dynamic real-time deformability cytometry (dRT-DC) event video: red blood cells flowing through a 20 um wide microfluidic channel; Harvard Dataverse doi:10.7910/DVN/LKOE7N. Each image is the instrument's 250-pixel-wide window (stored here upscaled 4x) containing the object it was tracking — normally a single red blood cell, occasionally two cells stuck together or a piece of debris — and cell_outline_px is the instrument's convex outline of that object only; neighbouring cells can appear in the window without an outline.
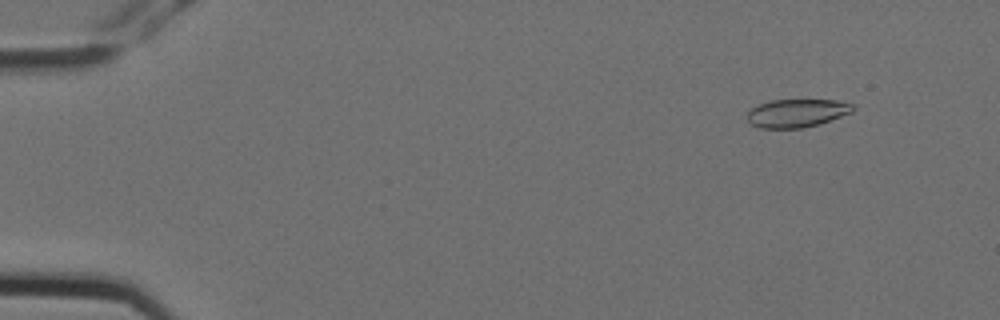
{"species": "Egyptian fruit bat (a non-hibernating species)", "species_latin": "Rousettus aegyptiacus", "temperature_condition": "cold", "stored_images_in_passage": 5, "camera_frame_rate_fps": 3000, "um_per_image_px": 0.085, "animal": {"sex": "female"}, "frame": {"image": 1, "passage_image": 2, "time_ms": 0.333, "image_size_px": [1000, 320], "cell_outline_px": [[856, 108], [852, 112], [816, 124], [800, 128], [760, 128], [752, 124], [748, 120], [748, 112], [752, 108], [760, 104], [772, 100], [836, 100], [856, 104]], "centroid_in_image_um": [67.76, 9.6], "position_along_channel_um": 17.2, "area_um2": 17.11}}